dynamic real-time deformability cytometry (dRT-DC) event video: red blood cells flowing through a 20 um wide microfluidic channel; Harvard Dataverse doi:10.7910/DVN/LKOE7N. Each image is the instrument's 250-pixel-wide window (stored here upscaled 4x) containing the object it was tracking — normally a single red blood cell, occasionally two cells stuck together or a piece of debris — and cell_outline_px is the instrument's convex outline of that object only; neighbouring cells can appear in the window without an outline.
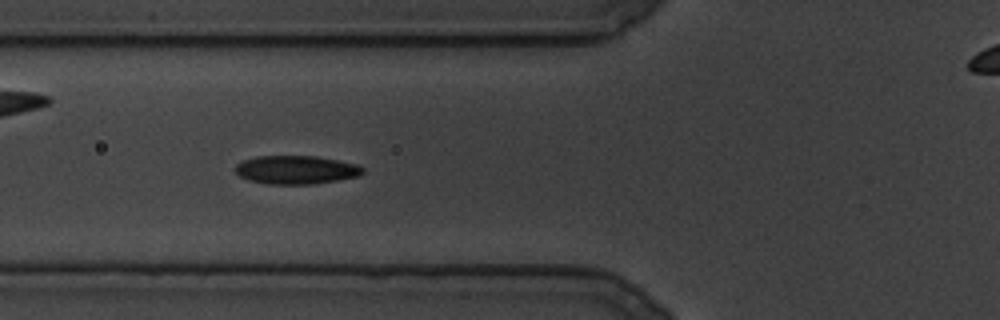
{"species": "common noctule bat (a hibernating species)", "species_latin": "Nyctalus noctula", "temperature_condition": "cold", "stored_images_in_passage": 81, "camera_frame_rate_fps": 3000, "um_per_image_px": 0.085, "animal": {"sex": "male", "body_mass_g": 19.5, "forearm_length_mm": 54.6}, "frame": {"image": 1, "passage_image": 24, "time_ms": 7.667, "image_size_px": [1000, 320], "cell_outline_px": [[364, 172], [360, 176], [312, 184], [268, 184], [248, 180], [240, 176], [236, 172], [236, 164], [240, 160], [256, 156], [316, 156], [360, 164], [364, 168]], "centroid_in_image_um": [25.18, 14.42], "position_along_channel_um": 100.6, "area_um2": 21.33}}